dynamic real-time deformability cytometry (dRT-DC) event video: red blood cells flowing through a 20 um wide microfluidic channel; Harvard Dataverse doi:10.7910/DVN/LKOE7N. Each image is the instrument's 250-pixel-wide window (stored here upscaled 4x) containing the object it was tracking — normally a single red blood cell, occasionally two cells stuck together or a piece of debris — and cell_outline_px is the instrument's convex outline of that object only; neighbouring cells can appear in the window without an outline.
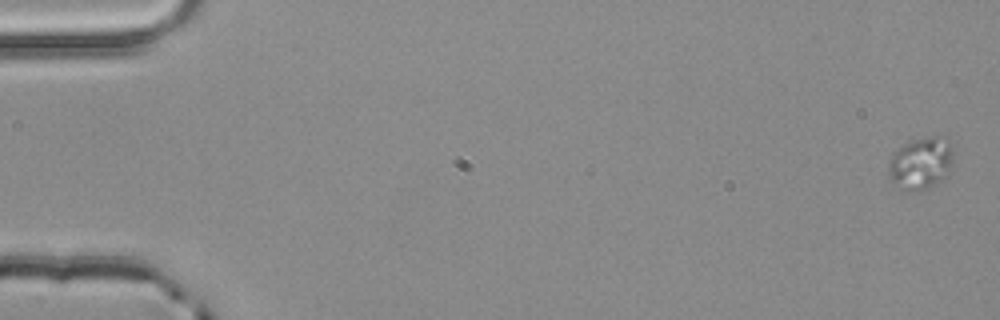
{"species": "common noctule bat (a hibernating species)", "species_latin": "Nyctalus noctula", "temperature_condition": "room temperature", "stored_images_in_passage": 5, "camera_frame_rate_fps": 3000, "um_per_image_px": 0.085, "animal": {"sex": "male", "body_mass_g": 20.4}, "frame": {"image": 1, "passage_image": 1, "time_ms": 0.0, "image_size_px": [1000, 320], "cell_outline_px": [[952, 164], [944, 176], [940, 180], [924, 188], [900, 188], [888, 180], [888, 160], [892, 152], [896, 148], [904, 144], [916, 140], [932, 136], [936, 136], [948, 140], [952, 144]], "centroid_in_image_um": [78.21, 13.83], "position_along_channel_um": 6.8, "area_um2": 19.25}}
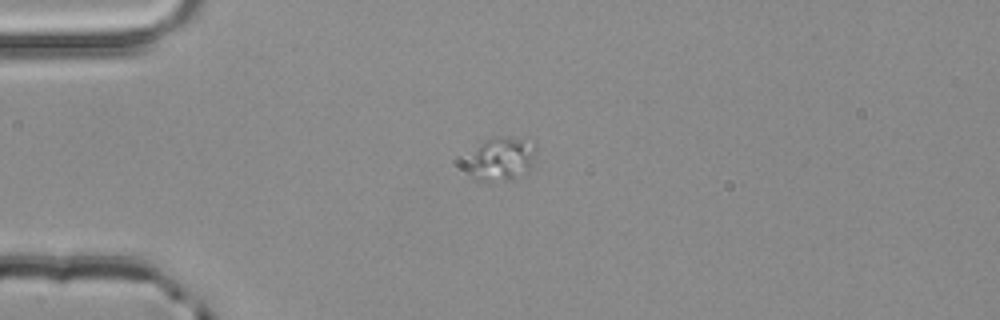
{"frame": {"image": 2, "passage_image": 4, "time_ms": 1.0, "image_size_px": [1000, 320], "cell_outline_px": [[536, 148], [532, 164], [528, 172], [512, 180], [476, 180], [472, 176], [472, 164], [476, 152], [480, 144], [484, 140], [500, 136], [508, 136], [536, 140]], "centroid_in_image_um": [42.79, 13.46], "position_along_channel_um": 42.2, "area_um2": 16.99}}